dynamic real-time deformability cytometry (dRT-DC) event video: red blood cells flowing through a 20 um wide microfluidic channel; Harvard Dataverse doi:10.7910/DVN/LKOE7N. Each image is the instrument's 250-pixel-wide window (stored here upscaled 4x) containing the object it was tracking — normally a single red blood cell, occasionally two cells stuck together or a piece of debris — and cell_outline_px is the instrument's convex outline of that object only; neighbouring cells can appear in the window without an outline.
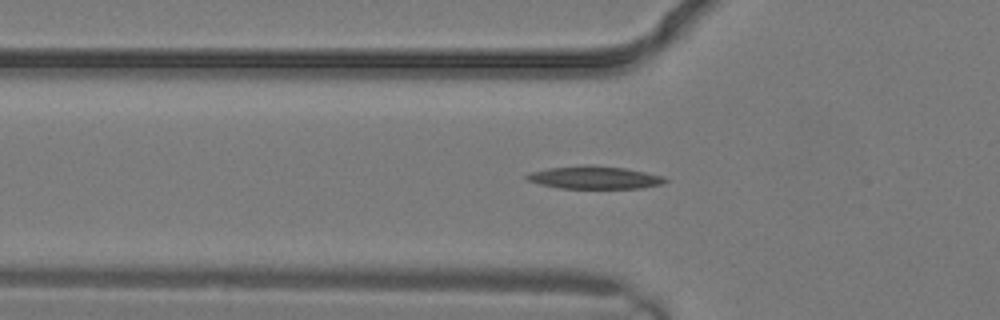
{"species": "common noctule bat (a hibernating species)", "species_latin": "Nyctalus noctula", "temperature_condition": "warm", "stored_images_in_passage": 4, "segment_of_instrument_passage": [2, 2], "camera_frame_rate_fps": 3000, "um_per_image_px": 0.085, "animal": {"sex": "male", "body_mass_g": 19.2, "forearm_length_mm": 51.8}, "frame": {"image": 1, "passage_image": 4, "time_ms": 1.0, "image_size_px": [1000, 320], "cell_outline_px": [[668, 180], [664, 184], [640, 188], [560, 188], [540, 184], [528, 180], [524, 176], [532, 172], [548, 168], [580, 164], [592, 164], [624, 168], [664, 176]], "centroid_in_image_um": [50.55, 15.07], "position_along_channel_um": 75.3, "area_um2": 18.44}}